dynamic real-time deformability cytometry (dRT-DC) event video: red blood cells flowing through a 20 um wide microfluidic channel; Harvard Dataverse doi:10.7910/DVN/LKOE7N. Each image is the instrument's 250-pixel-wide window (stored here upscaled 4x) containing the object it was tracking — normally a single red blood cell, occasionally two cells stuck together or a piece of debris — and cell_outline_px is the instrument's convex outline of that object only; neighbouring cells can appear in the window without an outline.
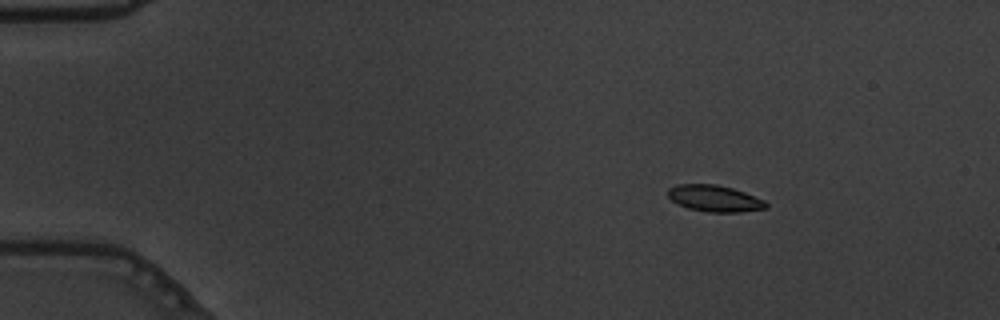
{"species": "common noctule bat (a hibernating species)", "species_latin": "Nyctalus noctula", "temperature_condition": "warm", "stored_images_in_passage": 56, "camera_frame_rate_fps": 3000, "um_per_image_px": 0.085, "animal": {"sex": "male", "body_mass_g": 19.5, "forearm_length_mm": 54.6}, "frame": {"image": 1, "passage_image": 9, "time_ms": 2.667, "image_size_px": [1000, 320], "cell_outline_px": [[768, 208], [740, 212], [708, 212], [688, 208], [676, 204], [668, 196], [668, 188], [676, 184], [716, 184], [732, 188], [744, 192], [764, 200], [768, 204]], "centroid_in_image_um": [60.72, 16.87], "position_along_channel_um": 24.3, "area_um2": 15.2}}
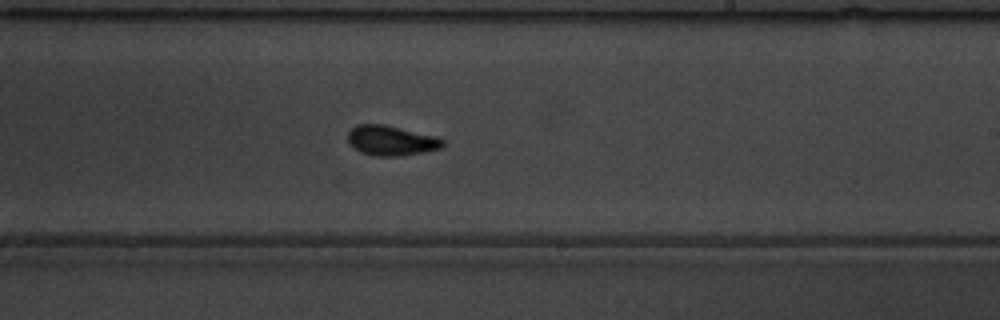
{"frame": {"image": 2, "passage_image": 35, "time_ms": 11.333, "image_size_px": [1000, 320], "cell_outline_px": [[444, 144], [440, 148], [400, 156], [372, 156], [360, 152], [348, 144], [348, 132], [356, 124], [384, 124], [440, 136], [444, 140]], "centroid_in_image_um": [33.24, 11.93], "position_along_channel_um": 255.8, "area_um2": 16.82}}
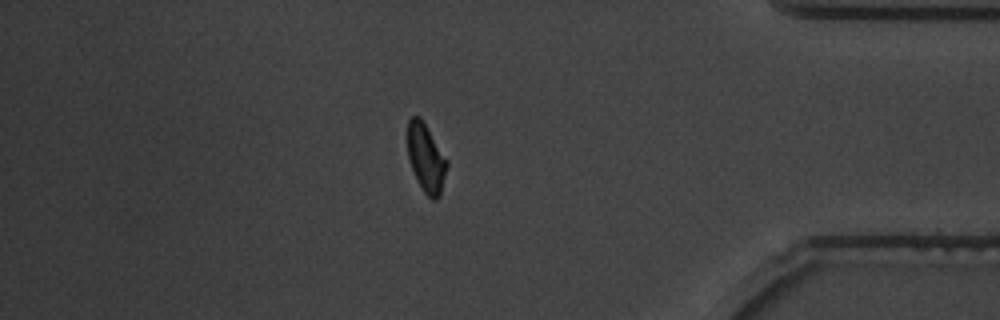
{"frame": {"image": 3, "passage_image": 49, "time_ms": 16.0, "image_size_px": [1000, 320], "cell_outline_px": [[448, 164], [440, 196], [436, 200], [432, 200], [424, 192], [412, 168], [408, 156], [408, 120], [412, 116], [420, 116], [448, 160]], "centroid_in_image_um": [36.23, 13.43], "position_along_channel_um": 399.0, "area_um2": 15.49}, "authors_computed_cell_mechanics": {"area_um2": 15.9817, "velocity_mm_per_s": 3.6788, "shape_relaxation_time_tau1_ms": 3.3028, "shape_relaxation_time_tau2_ms": 1.0566, "deformation_change_tau1": 0.1334, "deformation_change_tau2": 0.0433}}